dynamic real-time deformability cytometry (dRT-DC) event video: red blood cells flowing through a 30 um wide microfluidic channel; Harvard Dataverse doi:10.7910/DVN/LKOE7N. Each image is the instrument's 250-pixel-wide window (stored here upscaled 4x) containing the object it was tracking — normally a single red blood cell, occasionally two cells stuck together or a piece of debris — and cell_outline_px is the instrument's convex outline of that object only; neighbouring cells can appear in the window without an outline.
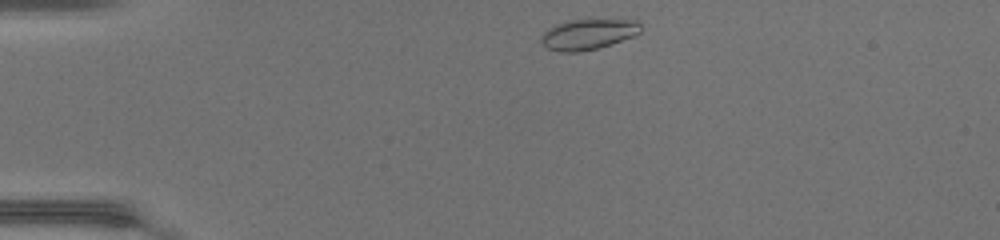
{"species": "common noctule bat (a hibernating species)", "species_latin": "Nyctalus noctula", "temperature_condition": "warm", "stored_images_in_passage": 39, "camera_frame_rate_fps": 3000, "um_per_image_px": 0.085, "animal": {"sex": "female", "body_mass_g": 17.0, "forearm_length_mm": 48.0}, "frame": {"image": 1, "passage_image": 1, "time_ms": 0.0, "image_size_px": [1000, 240], "cell_outline_px": [[640, 32], [632, 36], [596, 48], [580, 52], [560, 52], [548, 48], [540, 40], [540, 36], [548, 28], [556, 24], [588, 16], [636, 20], [640, 24]], "centroid_in_image_um": [49.99, 2.84], "position_along_channel_um": 35.0, "area_um2": 18.21}}
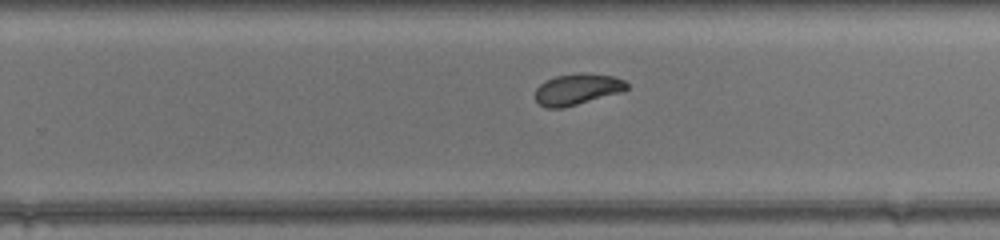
{"frame": {"image": 2, "passage_image": 22, "time_ms": 7.0, "image_size_px": [1000, 240], "cell_outline_px": [[628, 88], [620, 92], [564, 108], [548, 108], [540, 104], [536, 100], [536, 88], [544, 80], [556, 76], [584, 72], [612, 76], [624, 80], [628, 84]], "centroid_in_image_um": [49.05, 7.58], "position_along_channel_um": 280.7, "area_um2": 16.53}}
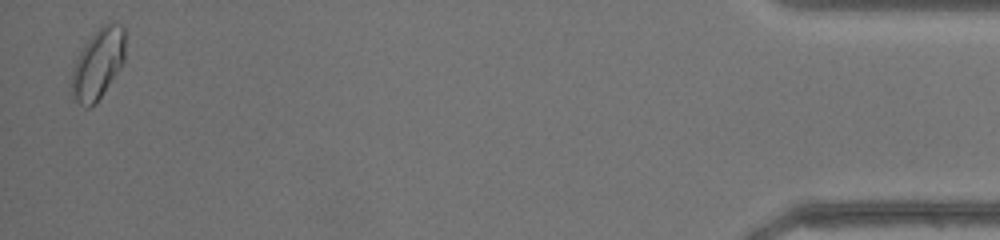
{"frame": {"image": 3, "passage_image": 38, "time_ms": 12.333, "image_size_px": [1000, 240], "cell_outline_px": [[124, 60], [96, 104], [88, 108], [84, 108], [72, 96], [72, 72], [76, 60], [84, 44], [104, 24], [112, 24], [124, 28]], "centroid_in_image_um": [8.31, 5.48], "position_along_channel_um": 426.9, "area_um2": 21.21}, "authors_computed_cell_mechanics": {"area_um2": 17.4556, "velocity_mm_per_s": 4.3315, "shape_relaxation_time_tau1_ms": 3.2479, "shape_relaxation_time_tau2_ms": 1.367, "deformation_change_tau1": 0.1327, "deformation_change_tau2": 0.0688}}